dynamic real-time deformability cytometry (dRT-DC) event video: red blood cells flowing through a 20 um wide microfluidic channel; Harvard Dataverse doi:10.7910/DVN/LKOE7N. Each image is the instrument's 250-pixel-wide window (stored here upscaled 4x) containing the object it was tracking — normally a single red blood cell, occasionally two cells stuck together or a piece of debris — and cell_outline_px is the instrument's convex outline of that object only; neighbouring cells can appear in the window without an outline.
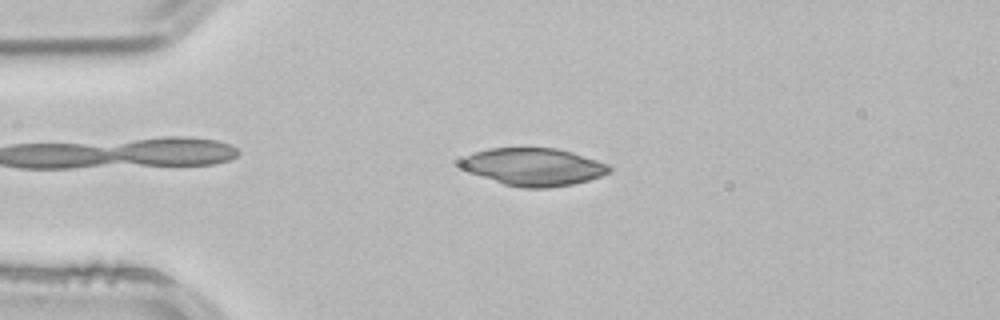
{"species": "common noctule bat (a hibernating species)", "species_latin": "Nyctalus noctula", "temperature_condition": "room temperature", "stored_images_in_passage": 2, "camera_frame_rate_fps": 3000, "um_per_image_px": 0.085, "animal": {"sex": "male", "body_mass_g": 21.5, "forearm_length_mm": 52.0}, "frame": {"image": 1, "passage_image": 2, "time_ms": 0.333, "image_size_px": [1000, 320], "cell_outline_px": [[612, 172], [588, 180], [572, 184], [548, 188], [520, 188], [504, 184], [468, 172], [456, 164], [464, 156], [472, 152], [488, 148], [556, 148], [572, 152], [612, 164]], "centroid_in_image_um": [45.35, 14.18], "position_along_channel_um": 39.7, "area_um2": 33.0}}